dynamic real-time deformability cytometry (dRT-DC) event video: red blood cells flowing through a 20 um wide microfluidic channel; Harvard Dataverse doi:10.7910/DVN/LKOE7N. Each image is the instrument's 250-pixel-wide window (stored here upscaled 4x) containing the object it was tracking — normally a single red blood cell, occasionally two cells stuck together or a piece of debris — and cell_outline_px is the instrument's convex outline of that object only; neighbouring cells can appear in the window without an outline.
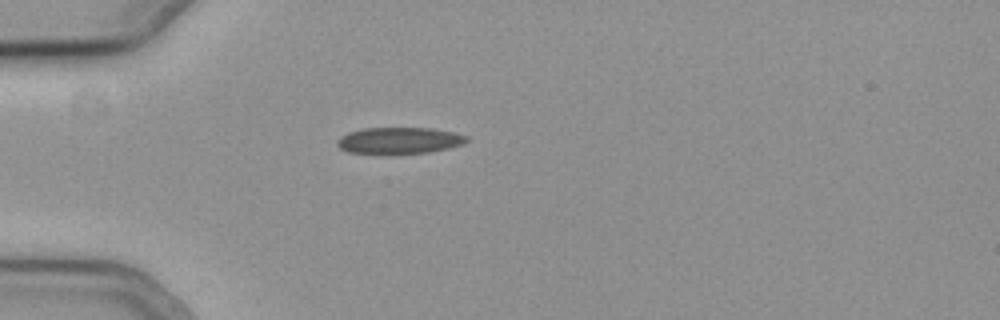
{"species": "common noctule bat (a hibernating species)", "species_latin": "Nyctalus noctula", "temperature_condition": "cold", "stored_images_in_passage": 24, "camera_frame_rate_fps": 3000, "um_per_image_px": 0.085, "animal": {"sex": "female", "body_mass_g": 19.3, "forearm_length_mm": 54.1}, "frame": {"image": 1, "passage_image": 1, "time_ms": 0.0, "image_size_px": [1000, 320], "cell_outline_px": [[468, 140], [464, 144], [448, 148], [428, 152], [392, 156], [380, 156], [348, 152], [340, 148], [336, 144], [336, 140], [340, 136], [348, 132], [364, 128], [432, 128], [452, 132], [468, 136]], "centroid_in_image_um": [33.87, 11.98], "position_along_channel_um": 51.1, "area_um2": 20.81}}
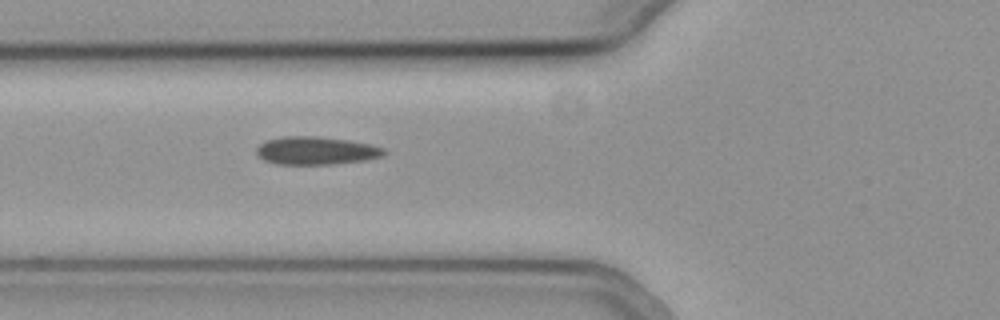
{"frame": {"image": 2, "passage_image": 6, "time_ms": 1.667, "image_size_px": [1000, 320], "cell_outline_px": [[388, 152], [380, 156], [368, 160], [332, 164], [276, 164], [264, 160], [256, 152], [256, 148], [260, 144], [268, 140], [284, 136], [320, 136], [348, 140], [372, 144], [384, 148]], "centroid_in_image_um": [26.9, 12.8], "position_along_channel_um": 98.9, "area_um2": 20.87}}
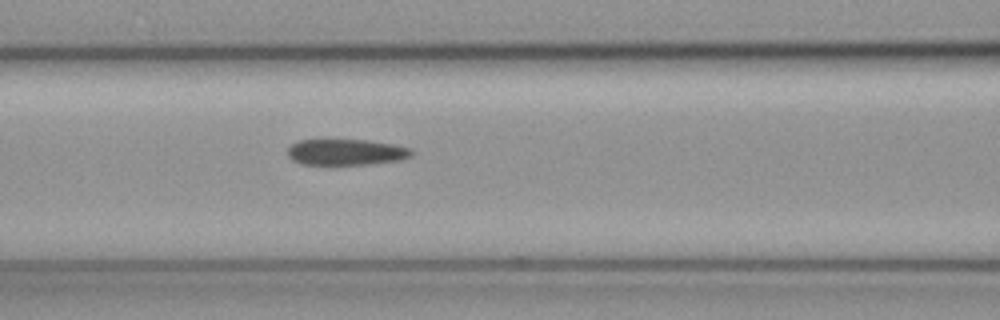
{"frame": {"image": 3, "passage_image": 9, "time_ms": 2.667, "image_size_px": [1000, 320], "cell_outline_px": [[416, 152], [412, 156], [400, 160], [368, 164], [300, 164], [292, 160], [288, 156], [288, 148], [292, 144], [300, 140], [324, 136], [368, 140], [392, 144], [412, 148]], "centroid_in_image_um": [29.39, 12.87], "position_along_channel_um": 137.2, "area_um2": 19.83}}